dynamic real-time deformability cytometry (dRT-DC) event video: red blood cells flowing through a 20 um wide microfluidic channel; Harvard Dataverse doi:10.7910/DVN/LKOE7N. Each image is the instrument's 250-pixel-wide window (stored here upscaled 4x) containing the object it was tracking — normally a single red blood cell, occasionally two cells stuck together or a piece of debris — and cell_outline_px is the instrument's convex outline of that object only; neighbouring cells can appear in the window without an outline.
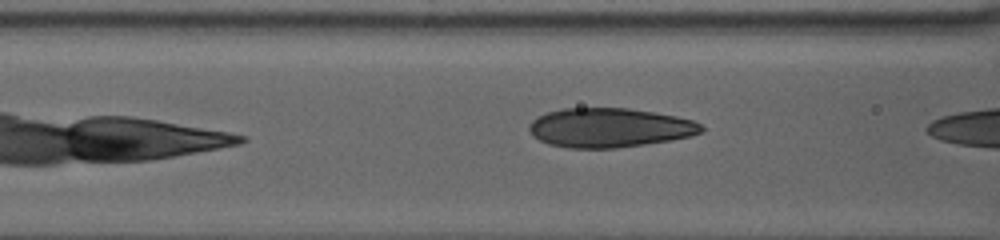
{"species": "human", "species_latin": "Homo sapiens", "temperature_condition": "warm", "stored_images_in_passage": 24, "camera_frame_rate_fps": 3000, "um_per_image_px": 0.085, "donor": {"sex": "female"}, "frame": {"image": 1, "passage_image": 17, "time_ms": 5.333, "image_size_px": [1000, 240], "cell_outline_px": [[704, 128], [700, 132], [688, 136], [668, 140], [644, 144], [616, 148], [568, 148], [548, 144], [532, 136], [528, 128], [528, 124], [532, 120], [548, 112], [564, 108], [628, 108], [676, 116], [692, 120], [700, 124]], "centroid_in_image_um": [51.75, 10.85], "position_along_channel_um": 114.9, "area_um2": 39.13}}
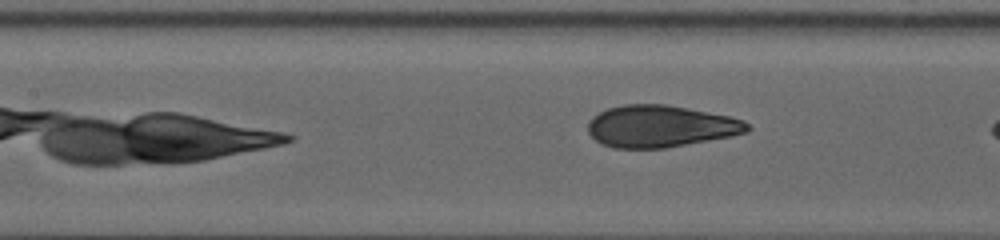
{"frame": {"image": 2, "passage_image": 21, "time_ms": 6.667, "image_size_px": [1000, 240], "cell_outline_px": [[752, 128], [748, 132], [732, 136], [664, 148], [612, 148], [600, 144], [588, 132], [588, 120], [592, 116], [608, 108], [624, 104], [668, 104], [728, 116], [744, 120]], "centroid_in_image_um": [56.13, 10.73], "position_along_channel_um": 151.3, "area_um2": 39.07}}